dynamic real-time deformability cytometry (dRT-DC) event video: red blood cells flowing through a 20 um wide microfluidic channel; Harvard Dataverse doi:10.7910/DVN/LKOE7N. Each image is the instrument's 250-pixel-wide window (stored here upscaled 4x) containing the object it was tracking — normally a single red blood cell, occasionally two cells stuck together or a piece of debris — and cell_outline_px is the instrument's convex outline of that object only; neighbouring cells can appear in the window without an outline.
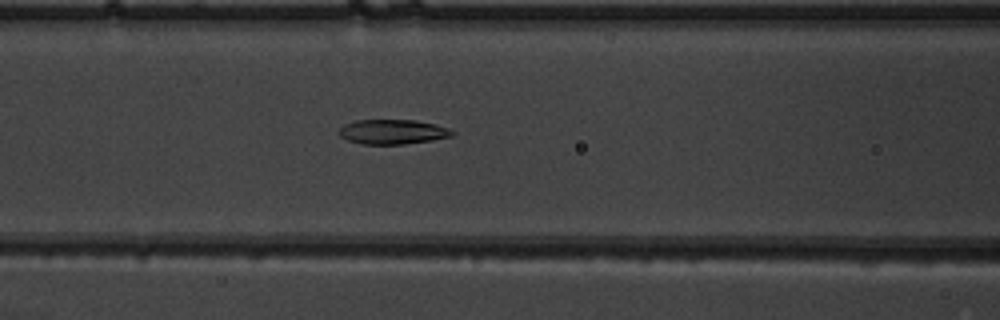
{"species": "common noctule bat (a hibernating species)", "species_latin": "Nyctalus noctula", "temperature_condition": "warm", "stored_images_in_passage": 40, "camera_frame_rate_fps": 3000, "um_per_image_px": 0.085, "animal": {"sex": "male", "body_mass_g": 19.5, "forearm_length_mm": 54.6}, "frame": {"image": 1, "passage_image": 11, "time_ms": 3.333, "image_size_px": [1000, 320], "cell_outline_px": [[456, 132], [452, 136], [432, 140], [404, 144], [364, 144], [348, 140], [340, 136], [336, 132], [344, 124], [356, 120], [416, 120], [436, 124], [448, 128]], "centroid_in_image_um": [33.37, 11.2], "position_along_channel_um": 133.2, "area_um2": 16.36}}
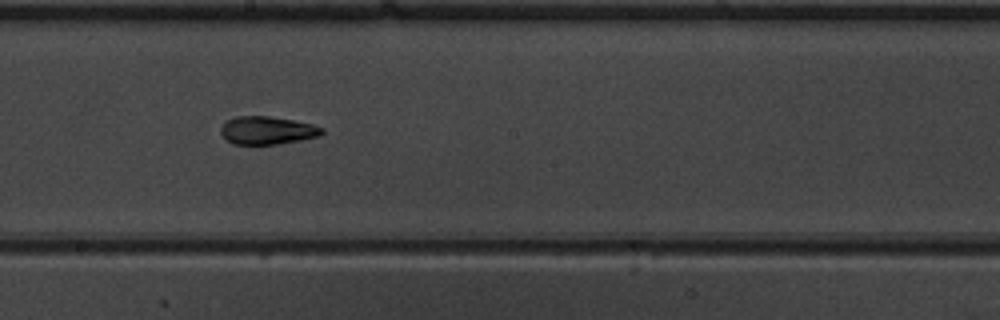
{"frame": {"image": 2, "passage_image": 18, "time_ms": 5.667, "image_size_px": [1000, 320], "cell_outline_px": [[324, 132], [320, 136], [300, 140], [276, 144], [232, 144], [220, 132], [220, 128], [228, 120], [236, 116], [268, 116], [292, 120], [312, 124], [324, 128]], "centroid_in_image_um": [22.73, 11.08], "position_along_channel_um": 225.5, "area_um2": 16.36}}
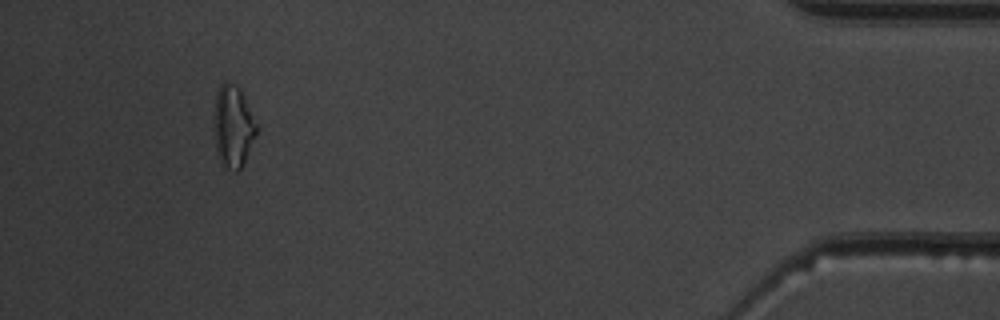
{"frame": {"image": 3, "passage_image": 37, "time_ms": 12.0, "image_size_px": [1000, 320], "cell_outline_px": [[256, 136], [240, 168], [236, 172], [220, 164], [216, 152], [216, 92], [220, 84], [224, 80], [228, 80], [236, 84], [240, 88], [244, 96], [256, 124]], "centroid_in_image_um": [19.82, 10.71], "position_along_channel_um": 415.4, "area_um2": 19.83}, "authors_computed_cell_mechanics": {"area_um2": 16.6464, "velocity_mm_per_s": 3.9692, "shape_relaxation_time_tau1_ms": 10.0493, "shape_relaxation_time_tau2_ms": 4.2095, "deformation_change_tau1": 0.25, "deformation_change_tau2": 0.1135}}